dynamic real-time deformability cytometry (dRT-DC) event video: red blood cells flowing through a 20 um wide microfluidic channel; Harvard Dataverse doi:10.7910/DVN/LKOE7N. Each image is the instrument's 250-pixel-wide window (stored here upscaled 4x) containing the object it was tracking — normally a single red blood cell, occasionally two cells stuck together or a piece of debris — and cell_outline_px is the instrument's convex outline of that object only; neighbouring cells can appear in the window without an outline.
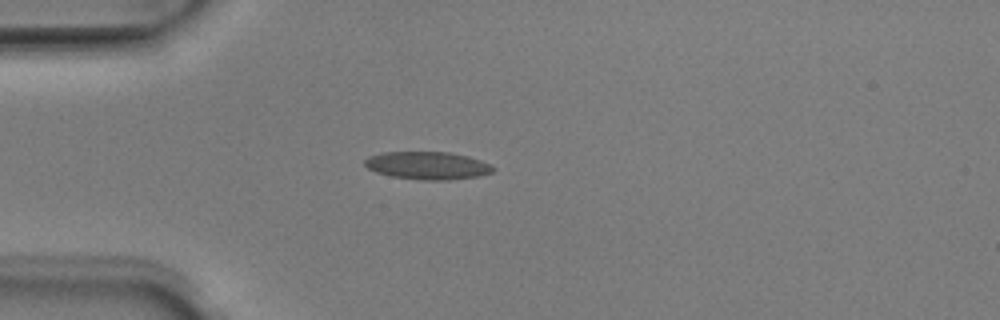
{"species": "Egyptian fruit bat (a non-hibernating species)", "species_latin": "Rousettus aegyptiacus", "temperature_condition": "room temperature", "stored_images_in_passage": 38, "camera_frame_rate_fps": 3000, "um_per_image_px": 0.085, "animal": {"sex": "male"}, "frame": {"image": 1, "passage_image": 1, "time_ms": 0.0, "image_size_px": [1000, 320], "cell_outline_px": [[496, 168], [492, 172], [476, 176], [448, 180], [420, 180], [392, 176], [376, 172], [368, 168], [364, 164], [364, 160], [368, 156], [380, 152], [448, 152], [468, 156], [492, 164]], "centroid_in_image_um": [36.33, 14.06], "position_along_channel_um": 48.7, "area_um2": 20.81}}
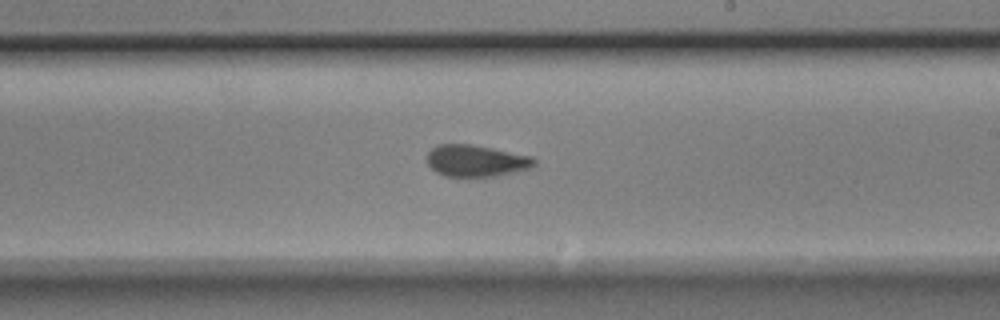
{"frame": {"image": 2, "passage_image": 17, "time_ms": 5.333, "image_size_px": [1000, 320], "cell_outline_px": [[536, 164], [532, 168], [496, 176], [444, 176], [436, 172], [428, 164], [428, 152], [432, 148], [440, 144], [472, 144], [532, 156], [536, 160]], "centroid_in_image_um": [40.49, 13.66], "position_along_channel_um": 248.5, "area_um2": 19.77}}
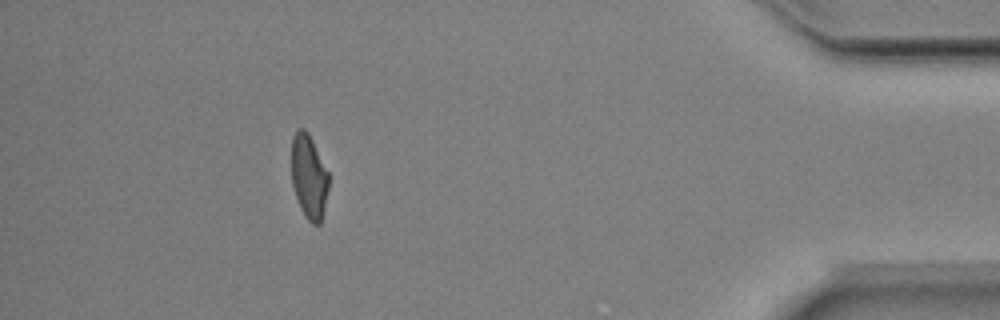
{"frame": {"image": 3, "passage_image": 33, "time_ms": 10.667, "image_size_px": [1000, 320], "cell_outline_px": [[328, 188], [324, 208], [320, 224], [312, 224], [308, 220], [300, 208], [292, 184], [292, 136], [296, 128], [304, 128], [308, 132], [328, 172]], "centroid_in_image_um": [26.24, 14.99], "position_along_channel_um": 409.0, "area_um2": 18.09}, "authors_computed_cell_mechanics": {"area_um2": 19.8254, "velocity_mm_per_s": 4.0083, "shape_relaxation_time_tau1_ms": 8.8455, "shape_relaxation_time_tau2_ms": 2.068, "deformation_change_tau1": 0.2095, "deformation_change_tau2": 0.0823}}